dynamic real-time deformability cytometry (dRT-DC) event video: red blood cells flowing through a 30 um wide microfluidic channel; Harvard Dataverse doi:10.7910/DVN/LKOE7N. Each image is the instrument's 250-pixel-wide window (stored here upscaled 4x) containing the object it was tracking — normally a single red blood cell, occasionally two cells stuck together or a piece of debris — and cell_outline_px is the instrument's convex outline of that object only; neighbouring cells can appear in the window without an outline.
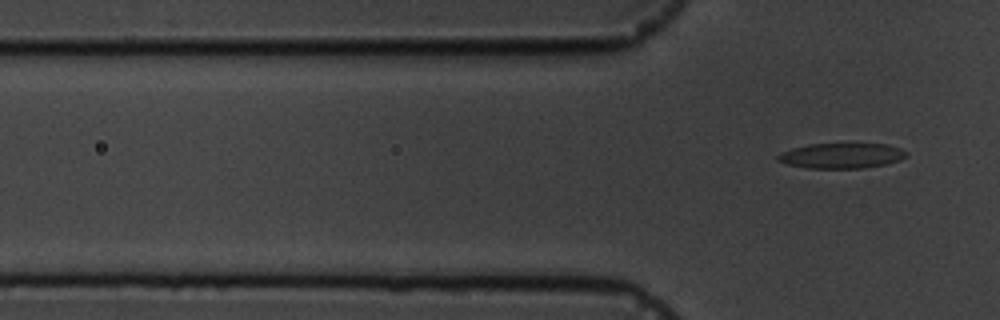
{"species": "common noctule bat (a hibernating species)", "species_latin": "Nyctalus noctula", "temperature_condition": "cold", "stored_images_in_passage": 6, "camera_frame_rate_fps": 3000, "um_per_image_px": 0.085, "animal": {"sex": "male", "body_mass_g": 19.5, "forearm_length_mm": 54.6}, "frame": {"image": 1, "passage_image": 6, "time_ms": 7.667, "image_size_px": [1000, 320], "cell_outline_px": [[908, 156], [900, 160], [884, 164], [864, 168], [808, 168], [788, 164], [776, 160], [776, 156], [780, 152], [792, 148], [808, 144], [888, 144], [900, 148], [908, 152]], "centroid_in_image_um": [71.53, 13.23], "position_along_channel_um": 54.3, "area_um2": 18.96}}